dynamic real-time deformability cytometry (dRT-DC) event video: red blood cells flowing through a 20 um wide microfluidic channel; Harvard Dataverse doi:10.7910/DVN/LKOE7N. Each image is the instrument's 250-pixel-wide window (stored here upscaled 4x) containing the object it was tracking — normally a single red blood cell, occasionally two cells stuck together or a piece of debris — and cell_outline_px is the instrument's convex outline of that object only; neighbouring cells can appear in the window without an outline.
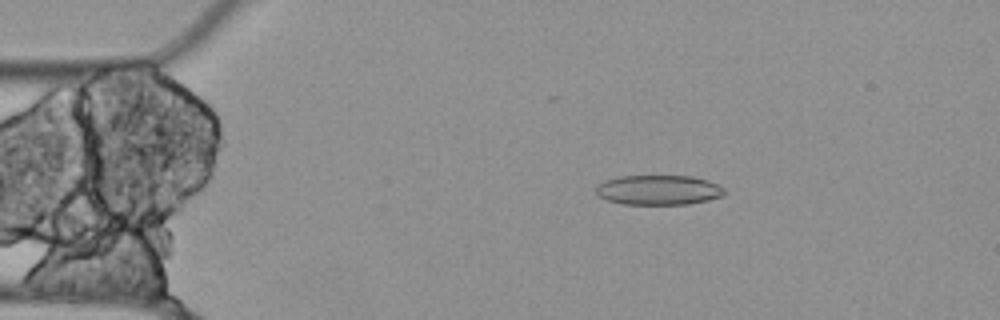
{"species": "Egyptian fruit bat (a non-hibernating species)", "species_latin": "Rousettus aegyptiacus", "temperature_condition": "cold", "stored_images_in_passage": 55, "segment_of_instrument_passage": [1, 2], "camera_frame_rate_fps": 3000, "um_per_image_px": 0.085, "animal": {"sex": "female"}, "frame": {"image": 1, "passage_image": 10, "time_ms": 3.0, "image_size_px": [1000, 320], "cell_outline_px": [[724, 196], [708, 200], [688, 204], [620, 204], [608, 200], [600, 196], [596, 192], [596, 184], [604, 180], [620, 176], [692, 176], [716, 184], [724, 188]], "centroid_in_image_um": [55.94, 16.15], "position_along_channel_um": 29.1, "area_um2": 22.25}}
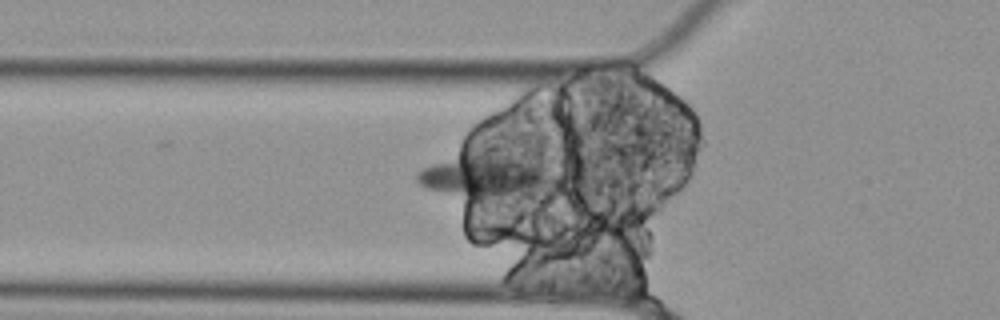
{"frame": {"image": 2, "passage_image": 18, "time_ms": 5.667, "image_size_px": [1000, 320], "cell_outline_px": [[564, 172], [552, 184], [532, 200], [476, 200], [424, 188], [416, 180], [416, 172], [424, 168], [460, 152], [492, 144], [556, 168]], "centroid_in_image_um": [41.57, 14.89], "position_along_channel_um": 84.2, "area_um2": 40.0}}